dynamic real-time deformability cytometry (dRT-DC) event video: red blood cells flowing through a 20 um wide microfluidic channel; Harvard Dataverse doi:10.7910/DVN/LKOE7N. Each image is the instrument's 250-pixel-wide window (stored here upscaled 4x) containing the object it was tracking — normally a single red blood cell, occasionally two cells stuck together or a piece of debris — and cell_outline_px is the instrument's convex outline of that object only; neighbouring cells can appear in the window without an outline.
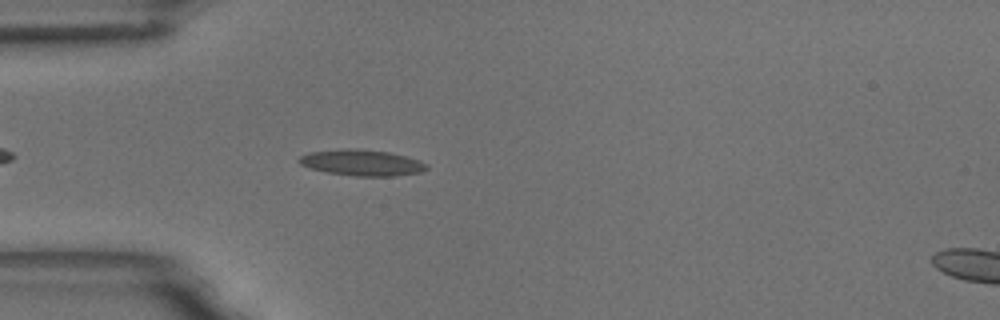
{"species": "common noctule bat (a hibernating species)", "species_latin": "Nyctalus noctula", "temperature_condition": "room temperature", "stored_images_in_passage": 43, "camera_frame_rate_fps": 3000, "um_per_image_px": 0.085, "animal": {"sex": "male", "body_mass_g": 18.8}, "frame": {"image": 1, "passage_image": 1, "time_ms": 0.0, "image_size_px": [1000, 320], "cell_outline_px": [[428, 168], [424, 172], [396, 176], [356, 176], [328, 172], [308, 168], [300, 164], [296, 160], [300, 156], [308, 152], [344, 148], [356, 148], [388, 152], [420, 160], [428, 164]], "centroid_in_image_um": [30.76, 13.83], "position_along_channel_um": 54.2, "area_um2": 19.59}}
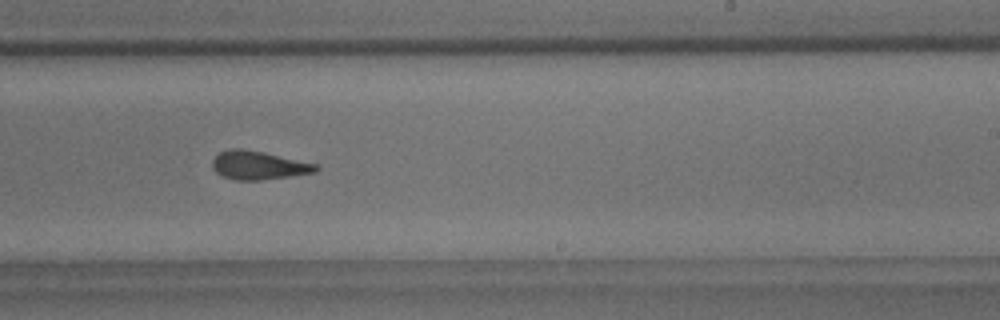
{"frame": {"image": 2, "passage_image": 20, "time_ms": 6.333, "image_size_px": [1000, 320], "cell_outline_px": [[320, 168], [316, 172], [292, 176], [260, 180], [236, 180], [220, 176], [212, 168], [212, 160], [220, 152], [228, 148], [240, 148], [264, 152], [320, 164]], "centroid_in_image_um": [22.0, 14.05], "position_along_channel_um": 267.0, "area_um2": 17.51}}
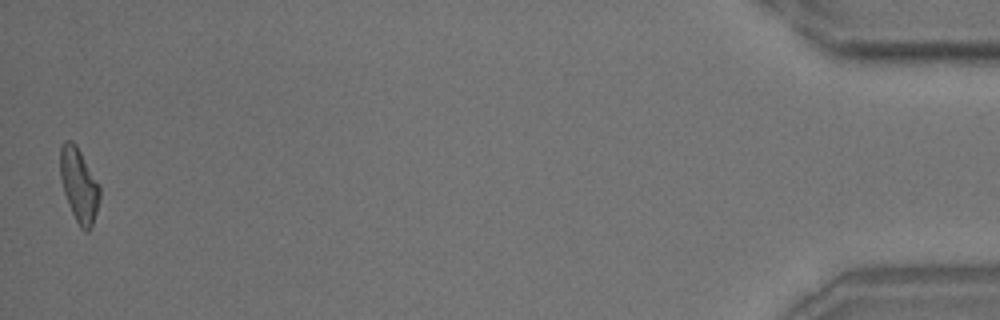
{"frame": {"image": 3, "passage_image": 42, "time_ms": 13.667, "image_size_px": [1000, 320], "cell_outline_px": [[100, 200], [92, 224], [88, 232], [84, 232], [80, 228], [68, 204], [64, 192], [60, 176], [60, 144], [64, 140], [72, 140], [76, 144], [100, 184]], "centroid_in_image_um": [6.72, 15.7], "position_along_channel_um": 428.5, "area_um2": 17.22}, "authors_computed_cell_mechanics": {"area_um2": 17.2822, "velocity_mm_per_s": 3.4583, "shape_relaxation_time_tau1_ms": 8.27, "shape_relaxation_time_tau2_ms": 3.3869, "deformation_change_tau1": 0.1904, "deformation_change_tau2": 0.1151}}